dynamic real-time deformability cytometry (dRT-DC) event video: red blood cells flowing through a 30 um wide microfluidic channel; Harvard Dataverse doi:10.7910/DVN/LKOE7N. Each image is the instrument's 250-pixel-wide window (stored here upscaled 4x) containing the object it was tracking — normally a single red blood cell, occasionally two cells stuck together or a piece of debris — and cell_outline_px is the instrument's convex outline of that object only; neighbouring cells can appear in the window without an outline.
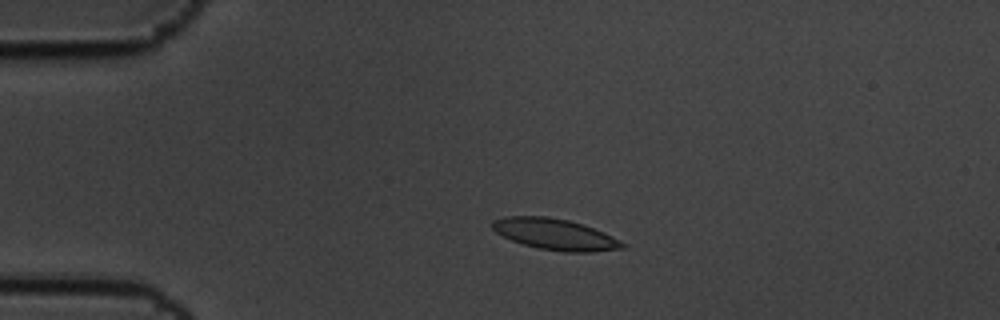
{"species": "common noctule bat (a hibernating species)", "species_latin": "Nyctalus noctula", "temperature_condition": "cold", "stored_images_in_passage": 4, "camera_frame_rate_fps": 3000, "um_per_image_px": 0.085, "animal": {"sex": "male", "body_mass_g": 19.5, "forearm_length_mm": 54.6}, "frame": {"image": 1, "passage_image": 3, "time_ms": 0.667, "image_size_px": [1000, 320], "cell_outline_px": [[628, 244], [624, 248], [592, 252], [564, 252], [536, 248], [512, 240], [496, 232], [492, 228], [492, 220], [504, 216], [548, 216], [568, 220], [584, 224], [604, 232]], "centroid_in_image_um": [47.21, 19.91], "position_along_channel_um": 37.8, "area_um2": 23.76}}